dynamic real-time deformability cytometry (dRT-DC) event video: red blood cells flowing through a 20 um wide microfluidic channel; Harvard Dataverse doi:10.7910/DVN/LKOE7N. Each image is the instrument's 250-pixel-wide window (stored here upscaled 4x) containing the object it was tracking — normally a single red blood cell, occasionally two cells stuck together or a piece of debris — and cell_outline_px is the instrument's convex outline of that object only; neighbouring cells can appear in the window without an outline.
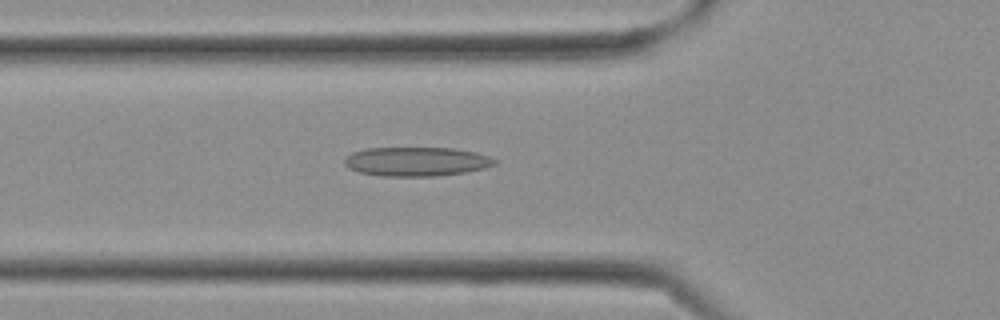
{"species": "Egyptian fruit bat (a non-hibernating species)", "species_latin": "Rousettus aegyptiacus", "temperature_condition": "cold", "stored_images_in_passage": 14, "camera_frame_rate_fps": 3000, "um_per_image_px": 0.085, "frame": {"image": 1, "passage_image": 10, "time_ms": 3.0, "image_size_px": [1000, 320], "cell_outline_px": [[496, 164], [484, 168], [464, 172], [436, 176], [384, 176], [360, 172], [348, 168], [344, 164], [344, 160], [352, 152], [364, 148], [456, 148], [476, 152], [488, 156], [496, 160]], "centroid_in_image_um": [35.39, 13.72], "position_along_channel_um": 90.4, "area_um2": 25.43}}
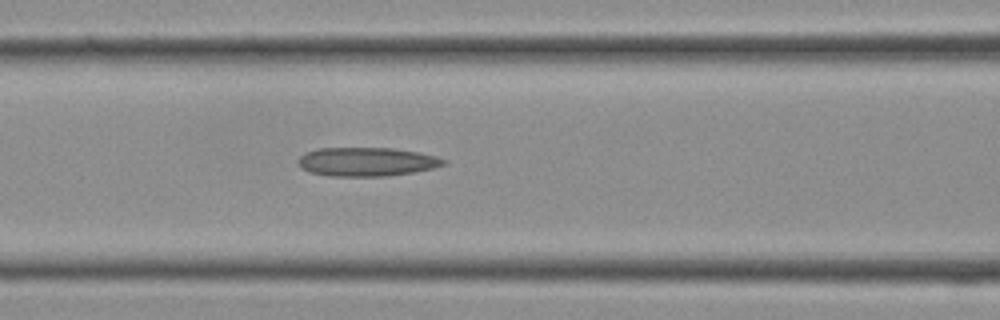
{"frame": {"image": 2, "passage_image": 12, "time_ms": 3.667, "image_size_px": [1000, 320], "cell_outline_px": [[448, 164], [432, 168], [412, 172], [388, 176], [328, 176], [308, 172], [300, 168], [296, 164], [296, 160], [304, 152], [320, 148], [392, 148], [416, 152], [436, 156], [448, 160]], "centroid_in_image_um": [31.12, 13.75], "position_along_channel_um": 135.5, "area_um2": 24.68}}
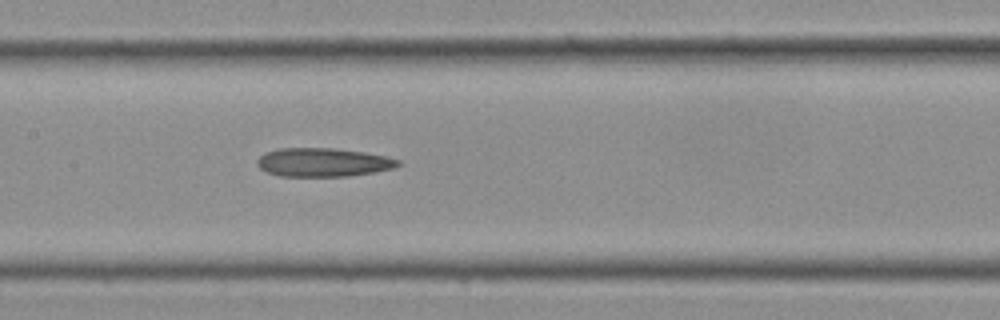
{"frame": {"image": 3, "passage_image": 14, "time_ms": 4.333, "image_size_px": [1000, 320], "cell_outline_px": [[404, 164], [392, 168], [372, 172], [348, 176], [280, 176], [268, 172], [260, 168], [256, 164], [256, 160], [264, 152], [276, 148], [332, 148], [364, 152], [388, 156], [400, 160]], "centroid_in_image_um": [27.46, 13.79], "position_along_channel_um": 179.9, "area_um2": 23.64}}